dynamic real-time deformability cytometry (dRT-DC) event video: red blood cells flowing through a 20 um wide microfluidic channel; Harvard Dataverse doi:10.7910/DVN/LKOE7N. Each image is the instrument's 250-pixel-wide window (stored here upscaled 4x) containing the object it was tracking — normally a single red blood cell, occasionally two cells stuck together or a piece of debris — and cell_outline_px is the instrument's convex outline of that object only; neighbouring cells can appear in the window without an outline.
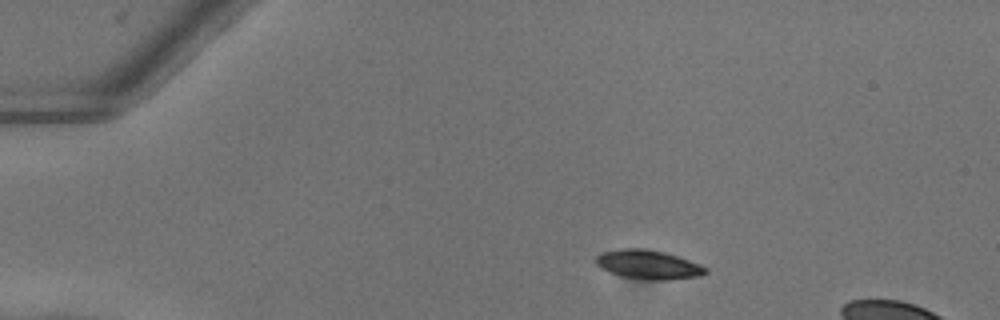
{"species": "common noctule bat (a hibernating species)", "species_latin": "Nyctalus noctula", "temperature_condition": "warm", "stored_images_in_passage": 40, "camera_frame_rate_fps": 3000, "um_per_image_px": 0.085, "animal": {"sex": "female"}, "frame": {"image": 1, "passage_image": 1, "time_ms": 0.0, "image_size_px": [1000, 320], "cell_outline_px": [[708, 272], [700, 276], [668, 280], [644, 280], [620, 276], [608, 272], [600, 268], [592, 260], [600, 252], [620, 248], [644, 248], [664, 252], [700, 264], [708, 268]], "centroid_in_image_um": [55.04, 22.49], "position_along_channel_um": 30.0, "area_um2": 18.96}}
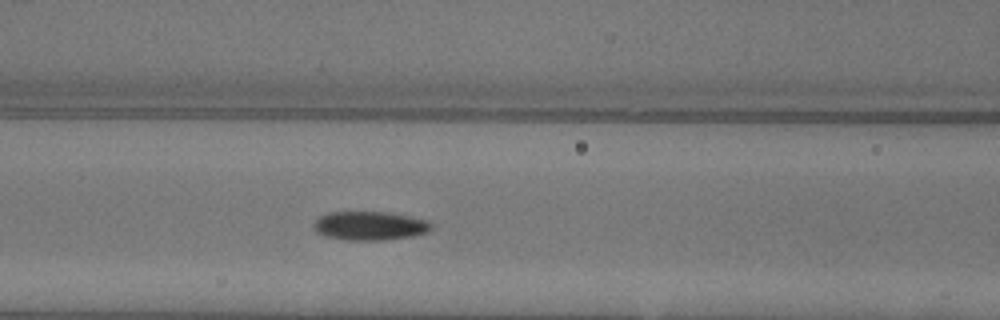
{"frame": {"image": 2, "passage_image": 14, "time_ms": 4.333, "image_size_px": [1000, 320], "cell_outline_px": [[432, 228], [428, 232], [412, 236], [384, 240], [344, 240], [328, 236], [316, 232], [316, 220], [320, 216], [328, 212], [388, 212], [428, 220], [432, 224]], "centroid_in_image_um": [31.48, 19.19], "position_along_channel_um": 135.1, "area_um2": 19.59}}
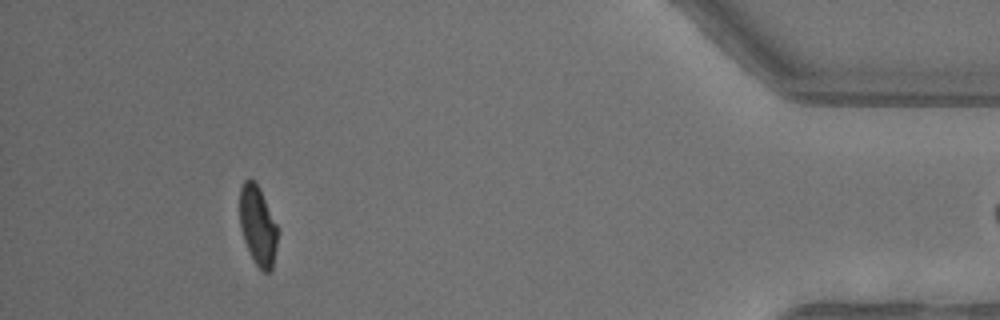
{"frame": {"image": 3, "passage_image": 39, "time_ms": 12.667, "image_size_px": [1000, 320], "cell_outline_px": [[276, 248], [272, 268], [268, 272], [264, 272], [256, 264], [244, 240], [240, 228], [240, 188], [244, 180], [252, 180], [256, 184], [276, 224]], "centroid_in_image_um": [21.88, 19.2], "position_along_channel_um": 413.3, "area_um2": 16.76}}